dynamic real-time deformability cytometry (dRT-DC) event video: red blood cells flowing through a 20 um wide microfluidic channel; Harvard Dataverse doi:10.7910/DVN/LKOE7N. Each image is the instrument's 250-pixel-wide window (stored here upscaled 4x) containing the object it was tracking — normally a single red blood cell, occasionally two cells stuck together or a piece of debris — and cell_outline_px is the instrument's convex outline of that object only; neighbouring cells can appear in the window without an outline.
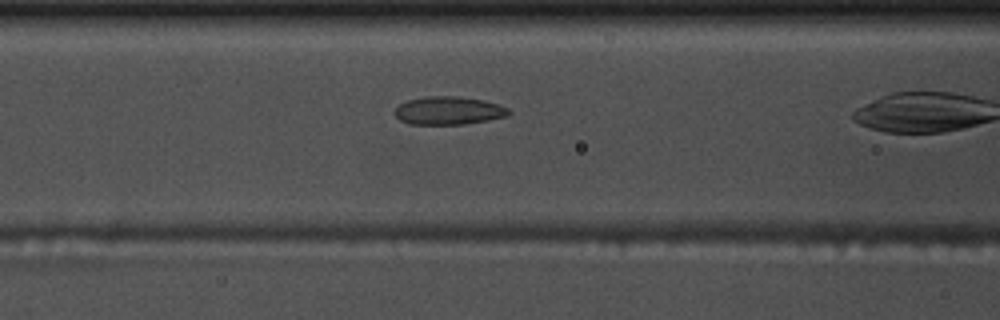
{"species": "common noctule bat (a hibernating species)", "species_latin": "Nyctalus noctula", "temperature_condition": "warm", "stored_images_in_passage": 37, "camera_frame_rate_fps": 3000, "um_per_image_px": 0.085, "animal": {"sex": "male", "body_mass_g": 17.5, "forearm_length_mm": 52.3}, "frame": {"image": 1, "passage_image": 16, "time_ms": 5.0, "image_size_px": [1000, 320], "cell_outline_px": [[512, 112], [508, 116], [488, 120], [464, 124], [408, 124], [400, 120], [392, 112], [400, 104], [408, 100], [424, 96], [460, 96], [484, 100], [508, 108]], "centroid_in_image_um": [38.12, 9.4], "position_along_channel_um": 128.5, "area_um2": 18.79}}